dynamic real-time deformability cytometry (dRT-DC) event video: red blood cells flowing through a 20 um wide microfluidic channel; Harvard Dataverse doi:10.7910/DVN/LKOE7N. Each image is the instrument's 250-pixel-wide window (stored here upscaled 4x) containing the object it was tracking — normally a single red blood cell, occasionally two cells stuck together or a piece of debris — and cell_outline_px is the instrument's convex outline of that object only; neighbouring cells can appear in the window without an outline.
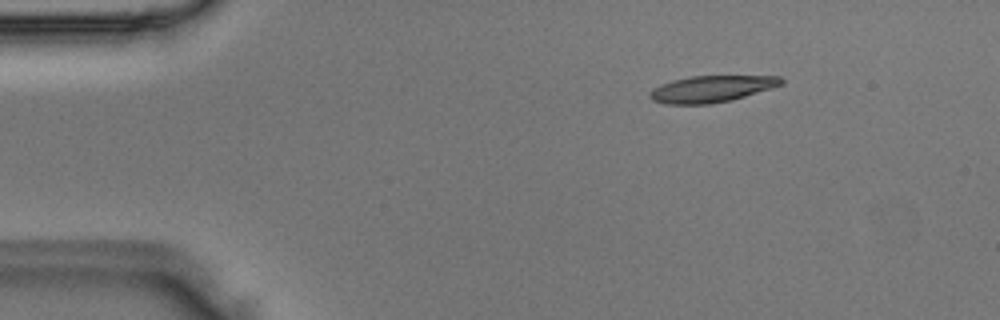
{"species": "Egyptian fruit bat (a non-hibernating species)", "species_latin": "Rousettus aegyptiacus", "temperature_condition": "room temperature", "stored_images_in_passage": 4, "camera_frame_rate_fps": 3000, "um_per_image_px": 0.085, "animal": {"sex": "male"}, "frame": {"image": 1, "passage_image": 2, "time_ms": 0.333, "image_size_px": [1000, 320], "cell_outline_px": [[784, 84], [772, 88], [732, 100], [712, 104], [664, 104], [652, 100], [648, 96], [648, 92], [652, 88], [660, 84], [672, 80], [692, 76], [780, 76], [784, 80]], "centroid_in_image_um": [60.45, 7.56], "position_along_channel_um": 24.5, "area_um2": 20.58}}
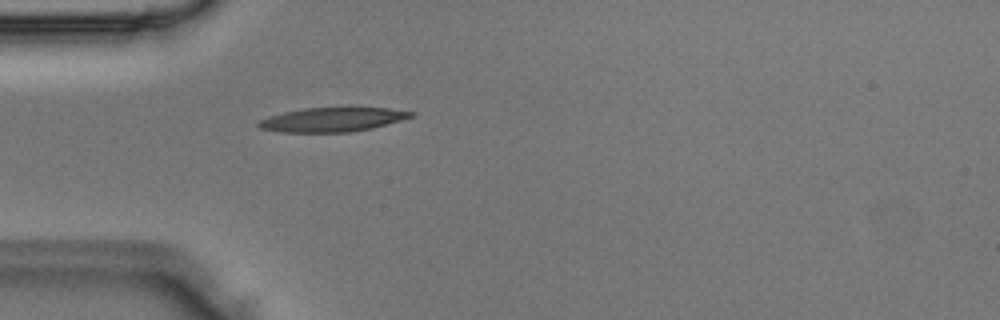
{"frame": {"image": 2, "passage_image": 4, "time_ms": 1.0, "image_size_px": [1000, 320], "cell_outline_px": [[416, 112], [412, 116], [400, 120], [372, 128], [352, 132], [280, 132], [260, 128], [256, 124], [260, 120], [268, 116], [284, 112], [304, 108], [388, 108]], "centroid_in_image_um": [28.22, 10.17], "position_along_channel_um": 56.8, "area_um2": 21.27}}